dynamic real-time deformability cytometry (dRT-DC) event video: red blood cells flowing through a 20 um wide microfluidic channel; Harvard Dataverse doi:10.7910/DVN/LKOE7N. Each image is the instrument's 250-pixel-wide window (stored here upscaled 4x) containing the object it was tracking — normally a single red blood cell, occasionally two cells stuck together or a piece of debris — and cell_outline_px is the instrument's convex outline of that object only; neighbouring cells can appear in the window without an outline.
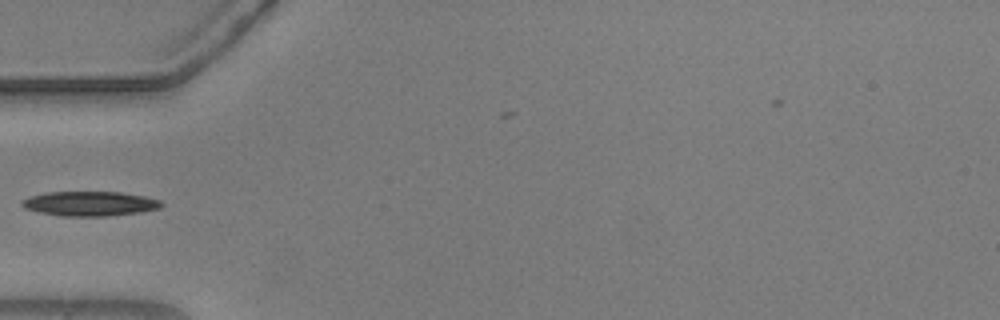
{"species": "common noctule bat (a hibernating species)", "species_latin": "Nyctalus noctula", "temperature_condition": "warm", "stored_images_in_passage": 7, "camera_frame_rate_fps": 3000, "um_per_image_px": 0.085, "animal": {"sex": "male", "body_mass_g": 20.5, "forearm_length_mm": 52.5}, "frame": {"image": 1, "passage_image": 1, "time_ms": 0.0, "image_size_px": [1000, 320], "cell_outline_px": [[164, 204], [160, 208], [140, 212], [108, 216], [60, 216], [40, 212], [24, 208], [20, 204], [20, 200], [32, 196], [48, 192], [120, 192], [144, 196], [160, 200]], "centroid_in_image_um": [7.63, 17.31], "position_along_channel_um": 77.4, "area_um2": 20.0}}